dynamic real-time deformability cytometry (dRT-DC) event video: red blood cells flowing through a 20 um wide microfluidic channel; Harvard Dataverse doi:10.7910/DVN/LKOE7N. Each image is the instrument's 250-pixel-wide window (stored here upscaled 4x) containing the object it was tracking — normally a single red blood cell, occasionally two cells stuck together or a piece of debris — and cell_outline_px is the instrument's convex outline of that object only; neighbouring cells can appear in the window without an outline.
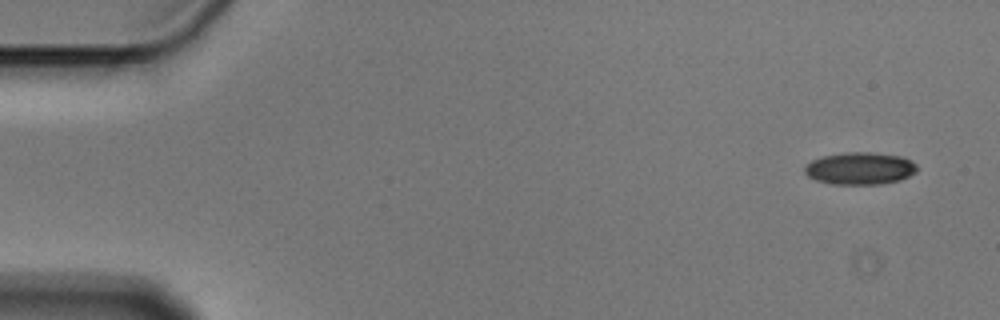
{"species": "Egyptian fruit bat (a non-hibernating species)", "species_latin": "Rousettus aegyptiacus", "temperature_condition": "cold", "stored_images_in_passage": 4, "segment_of_instrument_passage": [1, 2], "camera_frame_rate_fps": 3000, "um_per_image_px": 0.085, "animal": {"sex": "male"}, "frame": {"image": 1, "passage_image": 1, "time_ms": 0.0, "image_size_px": [1000, 320], "cell_outline_px": [[916, 172], [900, 180], [880, 184], [832, 184], [816, 180], [808, 176], [804, 172], [804, 164], [812, 160], [824, 156], [844, 152], [872, 152], [900, 156], [912, 160], [916, 164]], "centroid_in_image_um": [73.08, 14.31], "position_along_channel_um": 11.9, "area_um2": 21.21}}